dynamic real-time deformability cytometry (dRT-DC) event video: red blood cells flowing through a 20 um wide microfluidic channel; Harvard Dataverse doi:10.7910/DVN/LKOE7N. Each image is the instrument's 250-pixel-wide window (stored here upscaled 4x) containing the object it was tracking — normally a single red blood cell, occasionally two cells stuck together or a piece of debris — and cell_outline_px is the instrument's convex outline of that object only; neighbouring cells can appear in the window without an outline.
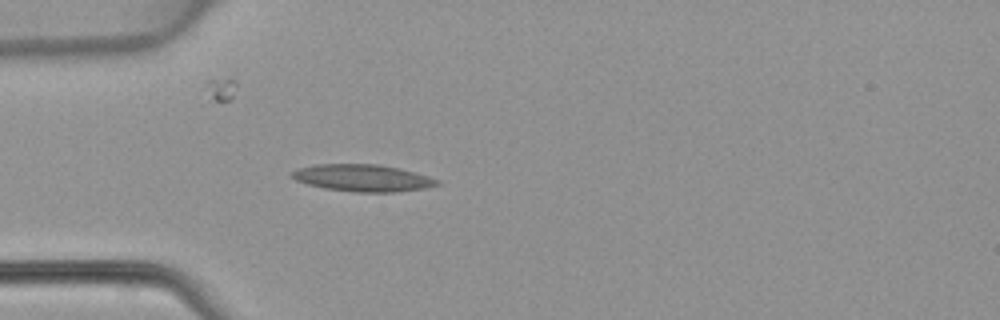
{"species": "common noctule bat (a hibernating species)", "species_latin": "Nyctalus noctula", "temperature_condition": "warm", "stored_images_in_passage": 40, "camera_frame_rate_fps": 3000, "um_per_image_px": 0.085, "animal": {"sex": "female", "body_mass_g": 22.7, "forearm_length_mm": 54.2}, "frame": {"image": 1, "passage_image": 5, "time_ms": 1.333, "image_size_px": [1000, 320], "cell_outline_px": [[440, 184], [424, 188], [396, 192], [356, 192], [324, 188], [308, 184], [296, 180], [288, 176], [288, 172], [300, 168], [316, 164], [380, 164], [400, 168], [428, 176], [440, 180]], "centroid_in_image_um": [30.8, 15.12], "position_along_channel_um": 54.2, "area_um2": 22.95}}
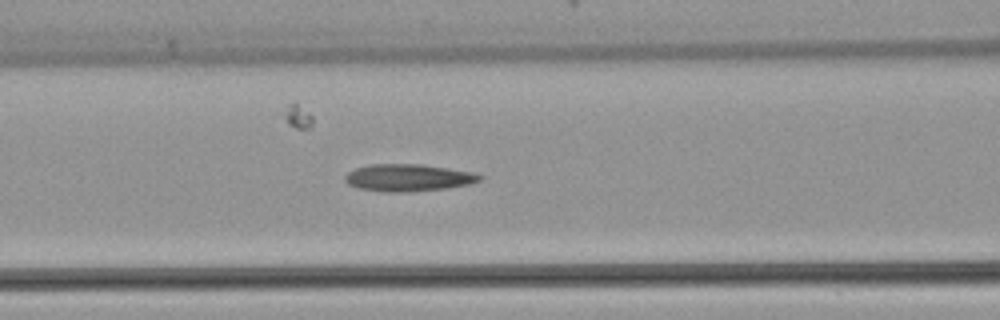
{"frame": {"image": 2, "passage_image": 11, "time_ms": 3.333, "image_size_px": [1000, 320], "cell_outline_px": [[484, 176], [480, 180], [468, 184], [448, 188], [408, 192], [384, 192], [360, 188], [348, 184], [344, 180], [344, 176], [348, 172], [356, 168], [368, 164], [420, 164], [448, 168], [472, 172]], "centroid_in_image_um": [34.68, 15.1], "position_along_channel_um": 131.9, "area_um2": 21.33}}
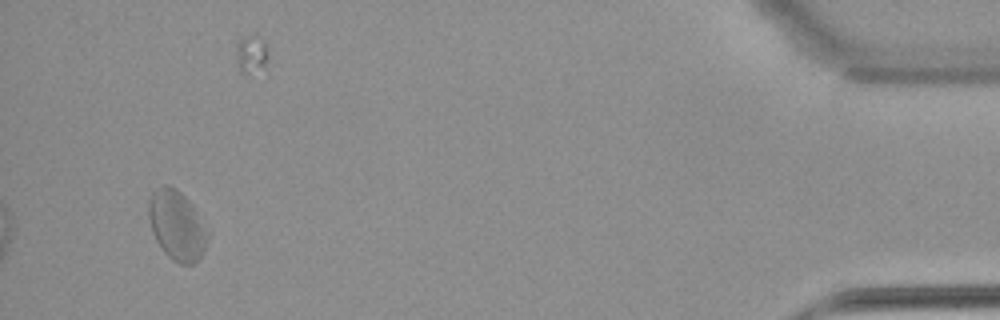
{"frame": {"image": 3, "passage_image": 37, "time_ms": 12.0, "image_size_px": [1000, 320], "cell_outline_px": [[208, 240], [196, 264], [180, 264], [172, 260], [160, 248], [152, 232], [148, 216], [148, 200], [152, 192], [156, 188], [164, 184], [168, 184], [176, 188], [188, 200], [208, 236]], "centroid_in_image_um": [14.96, 19.16], "position_along_channel_um": 420.2, "area_um2": 23.58}}